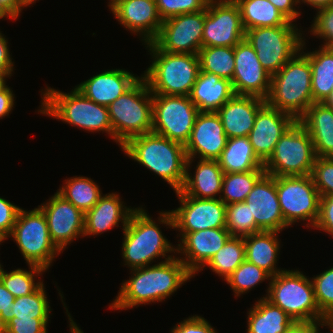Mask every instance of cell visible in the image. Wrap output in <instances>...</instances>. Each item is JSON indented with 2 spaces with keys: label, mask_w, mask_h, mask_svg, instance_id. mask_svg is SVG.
<instances>
[{
  "label": "cell",
  "mask_w": 333,
  "mask_h": 333,
  "mask_svg": "<svg viewBox=\"0 0 333 333\" xmlns=\"http://www.w3.org/2000/svg\"><path fill=\"white\" fill-rule=\"evenodd\" d=\"M240 10L235 1L208 2L202 34V47H235L245 38Z\"/></svg>",
  "instance_id": "cell-15"
},
{
  "label": "cell",
  "mask_w": 333,
  "mask_h": 333,
  "mask_svg": "<svg viewBox=\"0 0 333 333\" xmlns=\"http://www.w3.org/2000/svg\"><path fill=\"white\" fill-rule=\"evenodd\" d=\"M57 193L84 214L93 208L102 195L94 180L82 176L66 179L65 185Z\"/></svg>",
  "instance_id": "cell-35"
},
{
  "label": "cell",
  "mask_w": 333,
  "mask_h": 333,
  "mask_svg": "<svg viewBox=\"0 0 333 333\" xmlns=\"http://www.w3.org/2000/svg\"><path fill=\"white\" fill-rule=\"evenodd\" d=\"M198 56L200 71L232 81L235 67L234 47H202Z\"/></svg>",
  "instance_id": "cell-36"
},
{
  "label": "cell",
  "mask_w": 333,
  "mask_h": 333,
  "mask_svg": "<svg viewBox=\"0 0 333 333\" xmlns=\"http://www.w3.org/2000/svg\"><path fill=\"white\" fill-rule=\"evenodd\" d=\"M227 139L217 112H199L190 138L184 146L188 158L186 165H191L195 156L200 159L217 160L226 146Z\"/></svg>",
  "instance_id": "cell-19"
},
{
  "label": "cell",
  "mask_w": 333,
  "mask_h": 333,
  "mask_svg": "<svg viewBox=\"0 0 333 333\" xmlns=\"http://www.w3.org/2000/svg\"><path fill=\"white\" fill-rule=\"evenodd\" d=\"M14 296L3 285L0 279V316L2 320L7 324L14 314L12 312V305L14 302Z\"/></svg>",
  "instance_id": "cell-53"
},
{
  "label": "cell",
  "mask_w": 333,
  "mask_h": 333,
  "mask_svg": "<svg viewBox=\"0 0 333 333\" xmlns=\"http://www.w3.org/2000/svg\"><path fill=\"white\" fill-rule=\"evenodd\" d=\"M64 306H65V309H66V312H67V317H68V320L70 322L69 326H70V330H71V333H84L83 331H81V329L77 326V324L73 321L72 317L70 316V313H68V309L66 308V305L65 303L63 302Z\"/></svg>",
  "instance_id": "cell-58"
},
{
  "label": "cell",
  "mask_w": 333,
  "mask_h": 333,
  "mask_svg": "<svg viewBox=\"0 0 333 333\" xmlns=\"http://www.w3.org/2000/svg\"><path fill=\"white\" fill-rule=\"evenodd\" d=\"M244 202L250 207L256 225L262 231L280 232L289 227L280 208L274 176L265 173Z\"/></svg>",
  "instance_id": "cell-21"
},
{
  "label": "cell",
  "mask_w": 333,
  "mask_h": 333,
  "mask_svg": "<svg viewBox=\"0 0 333 333\" xmlns=\"http://www.w3.org/2000/svg\"><path fill=\"white\" fill-rule=\"evenodd\" d=\"M317 156L309 133L295 121L277 142L264 163L265 173L274 177L306 176L313 170Z\"/></svg>",
  "instance_id": "cell-9"
},
{
  "label": "cell",
  "mask_w": 333,
  "mask_h": 333,
  "mask_svg": "<svg viewBox=\"0 0 333 333\" xmlns=\"http://www.w3.org/2000/svg\"><path fill=\"white\" fill-rule=\"evenodd\" d=\"M6 85V78L0 76V89Z\"/></svg>",
  "instance_id": "cell-63"
},
{
  "label": "cell",
  "mask_w": 333,
  "mask_h": 333,
  "mask_svg": "<svg viewBox=\"0 0 333 333\" xmlns=\"http://www.w3.org/2000/svg\"><path fill=\"white\" fill-rule=\"evenodd\" d=\"M0 333H7V324L2 320L0 316Z\"/></svg>",
  "instance_id": "cell-61"
},
{
  "label": "cell",
  "mask_w": 333,
  "mask_h": 333,
  "mask_svg": "<svg viewBox=\"0 0 333 333\" xmlns=\"http://www.w3.org/2000/svg\"><path fill=\"white\" fill-rule=\"evenodd\" d=\"M49 319H18L12 318L7 323V333H47Z\"/></svg>",
  "instance_id": "cell-47"
},
{
  "label": "cell",
  "mask_w": 333,
  "mask_h": 333,
  "mask_svg": "<svg viewBox=\"0 0 333 333\" xmlns=\"http://www.w3.org/2000/svg\"><path fill=\"white\" fill-rule=\"evenodd\" d=\"M295 121L291 115L270 107L267 103L258 111L248 138L255 154L263 163L273 154L277 142Z\"/></svg>",
  "instance_id": "cell-23"
},
{
  "label": "cell",
  "mask_w": 333,
  "mask_h": 333,
  "mask_svg": "<svg viewBox=\"0 0 333 333\" xmlns=\"http://www.w3.org/2000/svg\"><path fill=\"white\" fill-rule=\"evenodd\" d=\"M6 239H4V238H1L0 239V244H1V242H4ZM3 270V268H2V265L0 264V272Z\"/></svg>",
  "instance_id": "cell-64"
},
{
  "label": "cell",
  "mask_w": 333,
  "mask_h": 333,
  "mask_svg": "<svg viewBox=\"0 0 333 333\" xmlns=\"http://www.w3.org/2000/svg\"><path fill=\"white\" fill-rule=\"evenodd\" d=\"M217 161L223 173L264 170V163L257 157L246 136L228 138Z\"/></svg>",
  "instance_id": "cell-31"
},
{
  "label": "cell",
  "mask_w": 333,
  "mask_h": 333,
  "mask_svg": "<svg viewBox=\"0 0 333 333\" xmlns=\"http://www.w3.org/2000/svg\"><path fill=\"white\" fill-rule=\"evenodd\" d=\"M121 149L164 179L175 192L183 187L188 159L184 145L150 132L128 139Z\"/></svg>",
  "instance_id": "cell-2"
},
{
  "label": "cell",
  "mask_w": 333,
  "mask_h": 333,
  "mask_svg": "<svg viewBox=\"0 0 333 333\" xmlns=\"http://www.w3.org/2000/svg\"><path fill=\"white\" fill-rule=\"evenodd\" d=\"M270 1L290 22H295L300 11L295 8L298 4V0H268Z\"/></svg>",
  "instance_id": "cell-54"
},
{
  "label": "cell",
  "mask_w": 333,
  "mask_h": 333,
  "mask_svg": "<svg viewBox=\"0 0 333 333\" xmlns=\"http://www.w3.org/2000/svg\"><path fill=\"white\" fill-rule=\"evenodd\" d=\"M296 27L295 23L289 21L283 26L246 30L245 38L252 45L262 67L271 76L300 51L305 38Z\"/></svg>",
  "instance_id": "cell-10"
},
{
  "label": "cell",
  "mask_w": 333,
  "mask_h": 333,
  "mask_svg": "<svg viewBox=\"0 0 333 333\" xmlns=\"http://www.w3.org/2000/svg\"><path fill=\"white\" fill-rule=\"evenodd\" d=\"M323 103L333 109V90L330 92V95L324 100Z\"/></svg>",
  "instance_id": "cell-60"
},
{
  "label": "cell",
  "mask_w": 333,
  "mask_h": 333,
  "mask_svg": "<svg viewBox=\"0 0 333 333\" xmlns=\"http://www.w3.org/2000/svg\"><path fill=\"white\" fill-rule=\"evenodd\" d=\"M140 78L125 69H112L99 73L75 87L93 102L108 107Z\"/></svg>",
  "instance_id": "cell-24"
},
{
  "label": "cell",
  "mask_w": 333,
  "mask_h": 333,
  "mask_svg": "<svg viewBox=\"0 0 333 333\" xmlns=\"http://www.w3.org/2000/svg\"><path fill=\"white\" fill-rule=\"evenodd\" d=\"M246 30L286 25L289 20L268 0H235Z\"/></svg>",
  "instance_id": "cell-34"
},
{
  "label": "cell",
  "mask_w": 333,
  "mask_h": 333,
  "mask_svg": "<svg viewBox=\"0 0 333 333\" xmlns=\"http://www.w3.org/2000/svg\"><path fill=\"white\" fill-rule=\"evenodd\" d=\"M14 94L12 89L5 85L0 89V118H5L14 107Z\"/></svg>",
  "instance_id": "cell-55"
},
{
  "label": "cell",
  "mask_w": 333,
  "mask_h": 333,
  "mask_svg": "<svg viewBox=\"0 0 333 333\" xmlns=\"http://www.w3.org/2000/svg\"><path fill=\"white\" fill-rule=\"evenodd\" d=\"M225 218L231 236L246 237L262 231L246 202L227 204Z\"/></svg>",
  "instance_id": "cell-41"
},
{
  "label": "cell",
  "mask_w": 333,
  "mask_h": 333,
  "mask_svg": "<svg viewBox=\"0 0 333 333\" xmlns=\"http://www.w3.org/2000/svg\"><path fill=\"white\" fill-rule=\"evenodd\" d=\"M212 1H221V2H223V1H235V0H208V2H212Z\"/></svg>",
  "instance_id": "cell-65"
},
{
  "label": "cell",
  "mask_w": 333,
  "mask_h": 333,
  "mask_svg": "<svg viewBox=\"0 0 333 333\" xmlns=\"http://www.w3.org/2000/svg\"><path fill=\"white\" fill-rule=\"evenodd\" d=\"M234 95L230 80L199 71L189 97L199 112H217Z\"/></svg>",
  "instance_id": "cell-27"
},
{
  "label": "cell",
  "mask_w": 333,
  "mask_h": 333,
  "mask_svg": "<svg viewBox=\"0 0 333 333\" xmlns=\"http://www.w3.org/2000/svg\"><path fill=\"white\" fill-rule=\"evenodd\" d=\"M278 233L280 232L261 231L244 237L245 259L264 269L271 276L283 271L276 267L277 256L280 254Z\"/></svg>",
  "instance_id": "cell-30"
},
{
  "label": "cell",
  "mask_w": 333,
  "mask_h": 333,
  "mask_svg": "<svg viewBox=\"0 0 333 333\" xmlns=\"http://www.w3.org/2000/svg\"><path fill=\"white\" fill-rule=\"evenodd\" d=\"M6 18V17H9L11 18L12 20H16L3 6L2 4L0 3V19H3V18Z\"/></svg>",
  "instance_id": "cell-59"
},
{
  "label": "cell",
  "mask_w": 333,
  "mask_h": 333,
  "mask_svg": "<svg viewBox=\"0 0 333 333\" xmlns=\"http://www.w3.org/2000/svg\"><path fill=\"white\" fill-rule=\"evenodd\" d=\"M131 270L133 274L122 283L120 292L109 305L110 309L124 310L165 301L194 276L179 257L173 255L152 266Z\"/></svg>",
  "instance_id": "cell-1"
},
{
  "label": "cell",
  "mask_w": 333,
  "mask_h": 333,
  "mask_svg": "<svg viewBox=\"0 0 333 333\" xmlns=\"http://www.w3.org/2000/svg\"><path fill=\"white\" fill-rule=\"evenodd\" d=\"M275 184L286 224L292 226L303 220L308 221L306 227H314L319 217L321 196L311 174L275 177Z\"/></svg>",
  "instance_id": "cell-13"
},
{
  "label": "cell",
  "mask_w": 333,
  "mask_h": 333,
  "mask_svg": "<svg viewBox=\"0 0 333 333\" xmlns=\"http://www.w3.org/2000/svg\"><path fill=\"white\" fill-rule=\"evenodd\" d=\"M162 21L173 16L205 10L208 0H155Z\"/></svg>",
  "instance_id": "cell-44"
},
{
  "label": "cell",
  "mask_w": 333,
  "mask_h": 333,
  "mask_svg": "<svg viewBox=\"0 0 333 333\" xmlns=\"http://www.w3.org/2000/svg\"><path fill=\"white\" fill-rule=\"evenodd\" d=\"M330 321H296L284 333H322L319 327L331 326Z\"/></svg>",
  "instance_id": "cell-52"
},
{
  "label": "cell",
  "mask_w": 333,
  "mask_h": 333,
  "mask_svg": "<svg viewBox=\"0 0 333 333\" xmlns=\"http://www.w3.org/2000/svg\"><path fill=\"white\" fill-rule=\"evenodd\" d=\"M235 67L232 86L235 95L267 99L271 75L262 67L256 52L246 38L234 47Z\"/></svg>",
  "instance_id": "cell-17"
},
{
  "label": "cell",
  "mask_w": 333,
  "mask_h": 333,
  "mask_svg": "<svg viewBox=\"0 0 333 333\" xmlns=\"http://www.w3.org/2000/svg\"><path fill=\"white\" fill-rule=\"evenodd\" d=\"M313 19L310 34L326 41L322 47L333 48V5L317 10Z\"/></svg>",
  "instance_id": "cell-46"
},
{
  "label": "cell",
  "mask_w": 333,
  "mask_h": 333,
  "mask_svg": "<svg viewBox=\"0 0 333 333\" xmlns=\"http://www.w3.org/2000/svg\"><path fill=\"white\" fill-rule=\"evenodd\" d=\"M8 40L0 32V76L9 78L14 69V62L9 52Z\"/></svg>",
  "instance_id": "cell-51"
},
{
  "label": "cell",
  "mask_w": 333,
  "mask_h": 333,
  "mask_svg": "<svg viewBox=\"0 0 333 333\" xmlns=\"http://www.w3.org/2000/svg\"><path fill=\"white\" fill-rule=\"evenodd\" d=\"M311 77L309 60L300 50L271 76L266 103L298 121L313 104Z\"/></svg>",
  "instance_id": "cell-3"
},
{
  "label": "cell",
  "mask_w": 333,
  "mask_h": 333,
  "mask_svg": "<svg viewBox=\"0 0 333 333\" xmlns=\"http://www.w3.org/2000/svg\"><path fill=\"white\" fill-rule=\"evenodd\" d=\"M20 207L0 197V236L7 239L12 232Z\"/></svg>",
  "instance_id": "cell-48"
},
{
  "label": "cell",
  "mask_w": 333,
  "mask_h": 333,
  "mask_svg": "<svg viewBox=\"0 0 333 333\" xmlns=\"http://www.w3.org/2000/svg\"><path fill=\"white\" fill-rule=\"evenodd\" d=\"M309 133L317 157L333 154V109L314 102L298 120Z\"/></svg>",
  "instance_id": "cell-29"
},
{
  "label": "cell",
  "mask_w": 333,
  "mask_h": 333,
  "mask_svg": "<svg viewBox=\"0 0 333 333\" xmlns=\"http://www.w3.org/2000/svg\"><path fill=\"white\" fill-rule=\"evenodd\" d=\"M108 7L120 25L139 34L145 44L157 38L163 21L155 0H111Z\"/></svg>",
  "instance_id": "cell-20"
},
{
  "label": "cell",
  "mask_w": 333,
  "mask_h": 333,
  "mask_svg": "<svg viewBox=\"0 0 333 333\" xmlns=\"http://www.w3.org/2000/svg\"><path fill=\"white\" fill-rule=\"evenodd\" d=\"M314 229L325 231L333 236V195L320 198L319 217Z\"/></svg>",
  "instance_id": "cell-50"
},
{
  "label": "cell",
  "mask_w": 333,
  "mask_h": 333,
  "mask_svg": "<svg viewBox=\"0 0 333 333\" xmlns=\"http://www.w3.org/2000/svg\"><path fill=\"white\" fill-rule=\"evenodd\" d=\"M135 209L123 205L119 194L101 195L92 209L85 213L84 236L106 232L122 223L124 229Z\"/></svg>",
  "instance_id": "cell-26"
},
{
  "label": "cell",
  "mask_w": 333,
  "mask_h": 333,
  "mask_svg": "<svg viewBox=\"0 0 333 333\" xmlns=\"http://www.w3.org/2000/svg\"><path fill=\"white\" fill-rule=\"evenodd\" d=\"M0 3L15 19L20 16L21 10L25 7L22 0H0Z\"/></svg>",
  "instance_id": "cell-56"
},
{
  "label": "cell",
  "mask_w": 333,
  "mask_h": 333,
  "mask_svg": "<svg viewBox=\"0 0 333 333\" xmlns=\"http://www.w3.org/2000/svg\"><path fill=\"white\" fill-rule=\"evenodd\" d=\"M329 329H331L330 333H333V324H331V326L328 327ZM328 333V332H327Z\"/></svg>",
  "instance_id": "cell-66"
},
{
  "label": "cell",
  "mask_w": 333,
  "mask_h": 333,
  "mask_svg": "<svg viewBox=\"0 0 333 333\" xmlns=\"http://www.w3.org/2000/svg\"><path fill=\"white\" fill-rule=\"evenodd\" d=\"M37 0H22L23 2V5L26 7V6H29L30 4H33L34 2H36Z\"/></svg>",
  "instance_id": "cell-62"
},
{
  "label": "cell",
  "mask_w": 333,
  "mask_h": 333,
  "mask_svg": "<svg viewBox=\"0 0 333 333\" xmlns=\"http://www.w3.org/2000/svg\"><path fill=\"white\" fill-rule=\"evenodd\" d=\"M197 163L193 177L189 172L190 165H186L185 181L176 195H188L199 199H216V195H221L224 176L218 161L200 159Z\"/></svg>",
  "instance_id": "cell-28"
},
{
  "label": "cell",
  "mask_w": 333,
  "mask_h": 333,
  "mask_svg": "<svg viewBox=\"0 0 333 333\" xmlns=\"http://www.w3.org/2000/svg\"><path fill=\"white\" fill-rule=\"evenodd\" d=\"M247 314L246 333H284L294 322L287 313L265 297L256 301Z\"/></svg>",
  "instance_id": "cell-32"
},
{
  "label": "cell",
  "mask_w": 333,
  "mask_h": 333,
  "mask_svg": "<svg viewBox=\"0 0 333 333\" xmlns=\"http://www.w3.org/2000/svg\"><path fill=\"white\" fill-rule=\"evenodd\" d=\"M265 174V170L224 173L222 192L218 198L226 205L244 202L256 182Z\"/></svg>",
  "instance_id": "cell-38"
},
{
  "label": "cell",
  "mask_w": 333,
  "mask_h": 333,
  "mask_svg": "<svg viewBox=\"0 0 333 333\" xmlns=\"http://www.w3.org/2000/svg\"><path fill=\"white\" fill-rule=\"evenodd\" d=\"M266 100L245 95H234L218 111L227 138L248 137L258 111Z\"/></svg>",
  "instance_id": "cell-25"
},
{
  "label": "cell",
  "mask_w": 333,
  "mask_h": 333,
  "mask_svg": "<svg viewBox=\"0 0 333 333\" xmlns=\"http://www.w3.org/2000/svg\"><path fill=\"white\" fill-rule=\"evenodd\" d=\"M153 61L141 75L152 94L189 96L200 71L199 56L161 51L145 44Z\"/></svg>",
  "instance_id": "cell-4"
},
{
  "label": "cell",
  "mask_w": 333,
  "mask_h": 333,
  "mask_svg": "<svg viewBox=\"0 0 333 333\" xmlns=\"http://www.w3.org/2000/svg\"><path fill=\"white\" fill-rule=\"evenodd\" d=\"M244 260V237L230 236L205 266L225 280Z\"/></svg>",
  "instance_id": "cell-37"
},
{
  "label": "cell",
  "mask_w": 333,
  "mask_h": 333,
  "mask_svg": "<svg viewBox=\"0 0 333 333\" xmlns=\"http://www.w3.org/2000/svg\"><path fill=\"white\" fill-rule=\"evenodd\" d=\"M45 291L43 283L35 292L14 298L12 305L14 317L18 319H49L51 307Z\"/></svg>",
  "instance_id": "cell-40"
},
{
  "label": "cell",
  "mask_w": 333,
  "mask_h": 333,
  "mask_svg": "<svg viewBox=\"0 0 333 333\" xmlns=\"http://www.w3.org/2000/svg\"><path fill=\"white\" fill-rule=\"evenodd\" d=\"M271 275L246 259L224 280L230 285L236 297L251 290L265 280H271Z\"/></svg>",
  "instance_id": "cell-42"
},
{
  "label": "cell",
  "mask_w": 333,
  "mask_h": 333,
  "mask_svg": "<svg viewBox=\"0 0 333 333\" xmlns=\"http://www.w3.org/2000/svg\"><path fill=\"white\" fill-rule=\"evenodd\" d=\"M205 10L173 16L163 21L153 43L168 53L198 55L202 48Z\"/></svg>",
  "instance_id": "cell-16"
},
{
  "label": "cell",
  "mask_w": 333,
  "mask_h": 333,
  "mask_svg": "<svg viewBox=\"0 0 333 333\" xmlns=\"http://www.w3.org/2000/svg\"><path fill=\"white\" fill-rule=\"evenodd\" d=\"M320 312L333 324V267L312 278Z\"/></svg>",
  "instance_id": "cell-43"
},
{
  "label": "cell",
  "mask_w": 333,
  "mask_h": 333,
  "mask_svg": "<svg viewBox=\"0 0 333 333\" xmlns=\"http://www.w3.org/2000/svg\"><path fill=\"white\" fill-rule=\"evenodd\" d=\"M265 298L294 322L329 321L319 310L311 279L299 270H284L271 277Z\"/></svg>",
  "instance_id": "cell-8"
},
{
  "label": "cell",
  "mask_w": 333,
  "mask_h": 333,
  "mask_svg": "<svg viewBox=\"0 0 333 333\" xmlns=\"http://www.w3.org/2000/svg\"><path fill=\"white\" fill-rule=\"evenodd\" d=\"M321 197L333 195V159L317 157L311 173Z\"/></svg>",
  "instance_id": "cell-45"
},
{
  "label": "cell",
  "mask_w": 333,
  "mask_h": 333,
  "mask_svg": "<svg viewBox=\"0 0 333 333\" xmlns=\"http://www.w3.org/2000/svg\"><path fill=\"white\" fill-rule=\"evenodd\" d=\"M306 3L308 6L314 7L317 11V9H321L324 7H328L333 5V0H298L299 4Z\"/></svg>",
  "instance_id": "cell-57"
},
{
  "label": "cell",
  "mask_w": 333,
  "mask_h": 333,
  "mask_svg": "<svg viewBox=\"0 0 333 333\" xmlns=\"http://www.w3.org/2000/svg\"><path fill=\"white\" fill-rule=\"evenodd\" d=\"M198 113L189 96L153 94L152 132L185 146Z\"/></svg>",
  "instance_id": "cell-14"
},
{
  "label": "cell",
  "mask_w": 333,
  "mask_h": 333,
  "mask_svg": "<svg viewBox=\"0 0 333 333\" xmlns=\"http://www.w3.org/2000/svg\"><path fill=\"white\" fill-rule=\"evenodd\" d=\"M230 236V232L226 228L204 229L187 233L178 240L181 242L177 244L176 253L185 256L180 257V260L195 276L199 270L204 269L205 265L222 248Z\"/></svg>",
  "instance_id": "cell-22"
},
{
  "label": "cell",
  "mask_w": 333,
  "mask_h": 333,
  "mask_svg": "<svg viewBox=\"0 0 333 333\" xmlns=\"http://www.w3.org/2000/svg\"><path fill=\"white\" fill-rule=\"evenodd\" d=\"M158 226L142 206L132 212L123 229L122 242V258L130 270L149 266L155 258H165L167 253L176 252V247L164 237Z\"/></svg>",
  "instance_id": "cell-7"
},
{
  "label": "cell",
  "mask_w": 333,
  "mask_h": 333,
  "mask_svg": "<svg viewBox=\"0 0 333 333\" xmlns=\"http://www.w3.org/2000/svg\"><path fill=\"white\" fill-rule=\"evenodd\" d=\"M171 333H217L202 316H189L171 329Z\"/></svg>",
  "instance_id": "cell-49"
},
{
  "label": "cell",
  "mask_w": 333,
  "mask_h": 333,
  "mask_svg": "<svg viewBox=\"0 0 333 333\" xmlns=\"http://www.w3.org/2000/svg\"><path fill=\"white\" fill-rule=\"evenodd\" d=\"M107 108L113 139L120 147L134 136L152 132L153 94L142 76Z\"/></svg>",
  "instance_id": "cell-6"
},
{
  "label": "cell",
  "mask_w": 333,
  "mask_h": 333,
  "mask_svg": "<svg viewBox=\"0 0 333 333\" xmlns=\"http://www.w3.org/2000/svg\"><path fill=\"white\" fill-rule=\"evenodd\" d=\"M43 93V94H42ZM41 114L62 120L89 132H106L113 139L108 108L87 98L74 87L70 93L46 87L42 92Z\"/></svg>",
  "instance_id": "cell-5"
},
{
  "label": "cell",
  "mask_w": 333,
  "mask_h": 333,
  "mask_svg": "<svg viewBox=\"0 0 333 333\" xmlns=\"http://www.w3.org/2000/svg\"><path fill=\"white\" fill-rule=\"evenodd\" d=\"M9 237L16 241L27 264L46 270L61 253L52 242L46 217L39 207L31 211L21 208Z\"/></svg>",
  "instance_id": "cell-11"
},
{
  "label": "cell",
  "mask_w": 333,
  "mask_h": 333,
  "mask_svg": "<svg viewBox=\"0 0 333 333\" xmlns=\"http://www.w3.org/2000/svg\"><path fill=\"white\" fill-rule=\"evenodd\" d=\"M38 207L46 217L50 237L60 252L75 238L84 236L85 214L57 192Z\"/></svg>",
  "instance_id": "cell-18"
},
{
  "label": "cell",
  "mask_w": 333,
  "mask_h": 333,
  "mask_svg": "<svg viewBox=\"0 0 333 333\" xmlns=\"http://www.w3.org/2000/svg\"><path fill=\"white\" fill-rule=\"evenodd\" d=\"M177 196L181 206L175 210L160 212L158 221L171 229H178L182 238L187 233L204 229L226 228V204L219 198Z\"/></svg>",
  "instance_id": "cell-12"
},
{
  "label": "cell",
  "mask_w": 333,
  "mask_h": 333,
  "mask_svg": "<svg viewBox=\"0 0 333 333\" xmlns=\"http://www.w3.org/2000/svg\"><path fill=\"white\" fill-rule=\"evenodd\" d=\"M28 266L30 267V271L18 268L10 272H6L3 269L0 272V279L4 287L13 294L15 298L27 296L35 292L43 284L41 280L35 283L34 279L47 270L33 264H28Z\"/></svg>",
  "instance_id": "cell-39"
},
{
  "label": "cell",
  "mask_w": 333,
  "mask_h": 333,
  "mask_svg": "<svg viewBox=\"0 0 333 333\" xmlns=\"http://www.w3.org/2000/svg\"><path fill=\"white\" fill-rule=\"evenodd\" d=\"M305 40L301 51L307 56L311 69V87L314 102H324L333 90V48L320 47L319 50L304 52Z\"/></svg>",
  "instance_id": "cell-33"
}]
</instances>
